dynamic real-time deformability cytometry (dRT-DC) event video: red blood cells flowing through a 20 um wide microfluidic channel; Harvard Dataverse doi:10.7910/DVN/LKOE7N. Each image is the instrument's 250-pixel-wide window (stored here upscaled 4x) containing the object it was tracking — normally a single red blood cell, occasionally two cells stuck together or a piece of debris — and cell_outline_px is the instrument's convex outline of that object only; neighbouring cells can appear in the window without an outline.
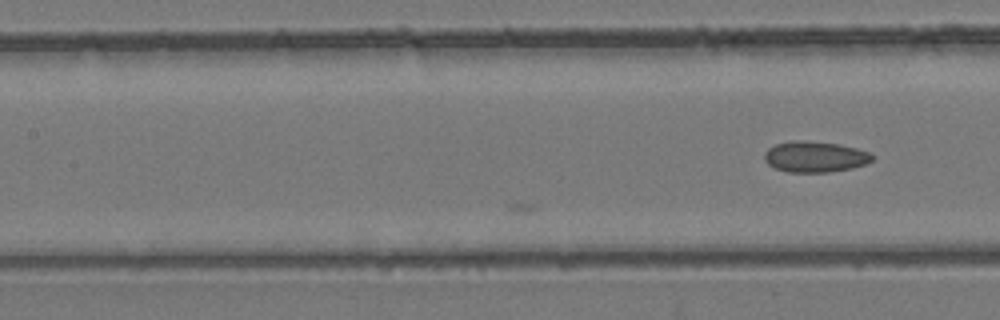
{"species": "common noctule bat (a hibernating species)", "species_latin": "Nyctalus noctula", "temperature_condition": "room temperature", "stored_images_in_passage": 6, "camera_frame_rate_fps": 3000, "um_per_image_px": 0.085, "animal": {"sex": "female", "body_mass_g": 24.6, "forearm_length_mm": 56.2}, "frame": {"image": 1, "passage_image": 6, "time_ms": 1.667, "image_size_px": [1000, 320], "cell_outline_px": [[872, 160], [864, 164], [852, 168], [828, 172], [788, 172], [776, 168], [768, 164], [764, 160], [764, 152], [768, 148], [776, 144], [792, 140], [800, 140], [840, 144], [856, 148], [868, 152], [872, 156]], "centroid_in_image_um": [69.23, 13.32], "position_along_channel_um": 138.2, "area_um2": 19.31}}